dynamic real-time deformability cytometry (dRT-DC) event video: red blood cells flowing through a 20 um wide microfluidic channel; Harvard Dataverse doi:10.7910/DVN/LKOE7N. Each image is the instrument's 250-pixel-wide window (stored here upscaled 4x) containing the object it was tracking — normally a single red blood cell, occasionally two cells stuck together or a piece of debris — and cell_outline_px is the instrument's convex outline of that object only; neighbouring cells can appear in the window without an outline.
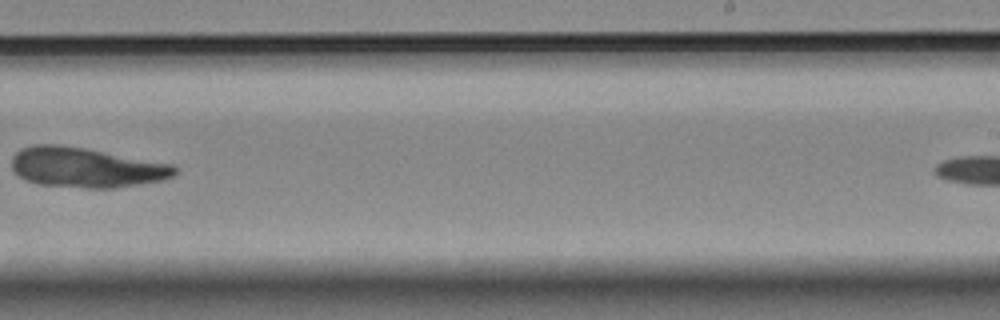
{"species": "Egyptian fruit bat (a non-hibernating species)", "species_latin": "Rousettus aegyptiacus", "temperature_condition": "room temperature", "stored_images_in_passage": 7, "camera_frame_rate_fps": 3000, "um_per_image_px": 0.085, "animal": {"sex": "female"}, "frame": {"image": 1, "passage_image": 7, "time_ms": 8.667, "image_size_px": [1000, 320], "cell_outline_px": [[176, 172], [172, 176], [160, 180], [112, 188], [84, 188], [40, 184], [24, 180], [12, 168], [12, 156], [20, 148], [32, 144], [60, 144], [88, 148], [172, 164], [176, 168]], "centroid_in_image_um": [7.25, 14.21], "position_along_channel_um": 281.7, "area_um2": 37.97}}